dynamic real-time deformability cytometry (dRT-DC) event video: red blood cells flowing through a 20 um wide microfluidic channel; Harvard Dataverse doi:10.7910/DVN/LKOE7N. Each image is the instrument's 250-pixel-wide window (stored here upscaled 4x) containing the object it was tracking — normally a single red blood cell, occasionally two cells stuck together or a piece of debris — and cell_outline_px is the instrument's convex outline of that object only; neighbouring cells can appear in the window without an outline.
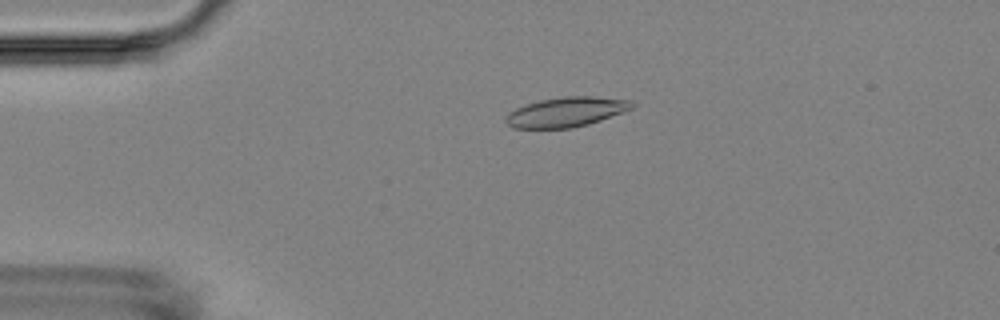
{"species": "Egyptian fruit bat (a non-hibernating species)", "species_latin": "Rousettus aegyptiacus", "temperature_condition": "room temperature", "stored_images_in_passage": 4, "camera_frame_rate_fps": 3000, "um_per_image_px": 0.085, "animal": {"sex": "female"}, "frame": {"image": 1, "passage_image": 3, "time_ms": 3.333, "image_size_px": [1000, 320], "cell_outline_px": [[636, 104], [632, 108], [624, 112], [588, 124], [572, 128], [512, 128], [504, 120], [508, 112], [516, 108], [540, 100], [564, 96], [592, 96], [632, 100]], "centroid_in_image_um": [48.14, 9.51], "position_along_channel_um": 36.9, "area_um2": 21.91}}